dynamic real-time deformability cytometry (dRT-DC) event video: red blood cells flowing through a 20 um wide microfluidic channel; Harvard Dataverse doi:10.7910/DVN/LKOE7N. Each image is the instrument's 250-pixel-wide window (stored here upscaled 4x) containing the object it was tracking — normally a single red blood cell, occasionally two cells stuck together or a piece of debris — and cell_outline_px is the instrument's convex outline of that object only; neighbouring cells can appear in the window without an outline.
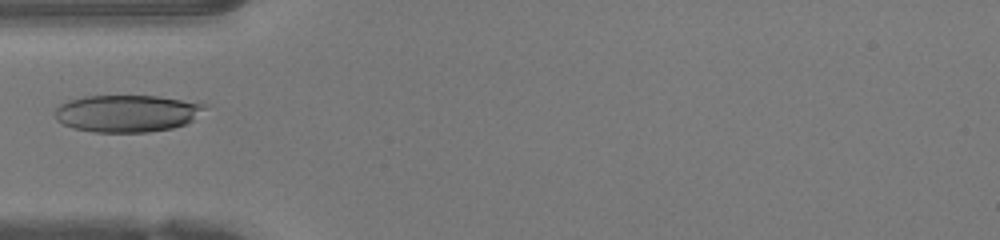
{"species": "human", "species_latin": "Homo sapiens", "temperature_condition": "warm", "stored_images_in_passage": 34, "camera_frame_rate_fps": 3000, "um_per_image_px": 0.085, "donor": {"sex": "female"}, "frame": {"image": 1, "passage_image": 1, "time_ms": 0.0, "image_size_px": [1000, 240], "cell_outline_px": [[208, 108], [192, 120], [184, 124], [172, 128], [148, 132], [92, 132], [72, 128], [56, 120], [56, 108], [60, 104], [68, 100], [84, 96], [156, 96], [208, 104]], "centroid_in_image_um": [10.8, 9.64], "position_along_channel_um": 74.2, "area_um2": 32.43}}
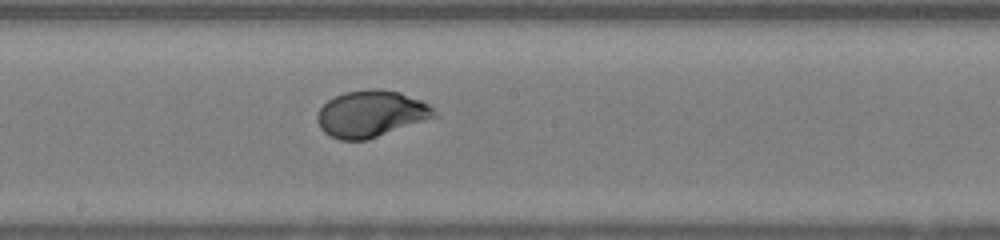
{"frame": {"image": 2, "passage_image": 11, "time_ms": 3.333, "image_size_px": [1000, 240], "cell_outline_px": [[440, 116], [368, 140], [340, 140], [324, 132], [320, 128], [316, 120], [316, 116], [320, 108], [328, 100], [344, 92], [372, 88], [380, 88], [400, 92], [420, 100], [428, 104]], "centroid_in_image_um": [31.55, 9.67], "position_along_channel_um": 216.6, "area_um2": 32.02}}
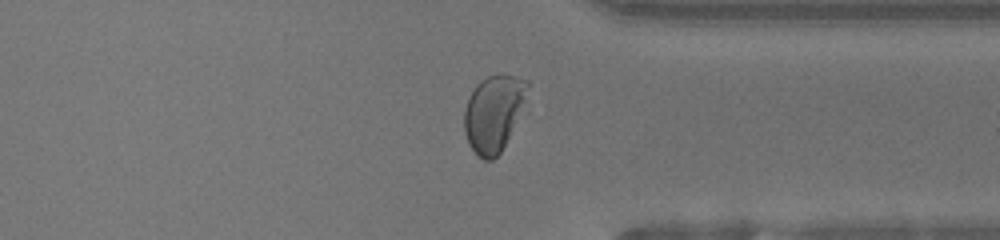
{"frame": {"image": 3, "passage_image": 22, "time_ms": 7.0, "image_size_px": [1000, 240], "cell_outline_px": [[532, 84], [508, 136], [500, 152], [492, 160], [484, 160], [476, 156], [468, 144], [464, 132], [464, 108], [476, 84], [488, 76], [500, 72], [504, 72], [528, 80]], "centroid_in_image_um": [41.94, 9.57], "position_along_channel_um": 369.5, "area_um2": 28.15}}